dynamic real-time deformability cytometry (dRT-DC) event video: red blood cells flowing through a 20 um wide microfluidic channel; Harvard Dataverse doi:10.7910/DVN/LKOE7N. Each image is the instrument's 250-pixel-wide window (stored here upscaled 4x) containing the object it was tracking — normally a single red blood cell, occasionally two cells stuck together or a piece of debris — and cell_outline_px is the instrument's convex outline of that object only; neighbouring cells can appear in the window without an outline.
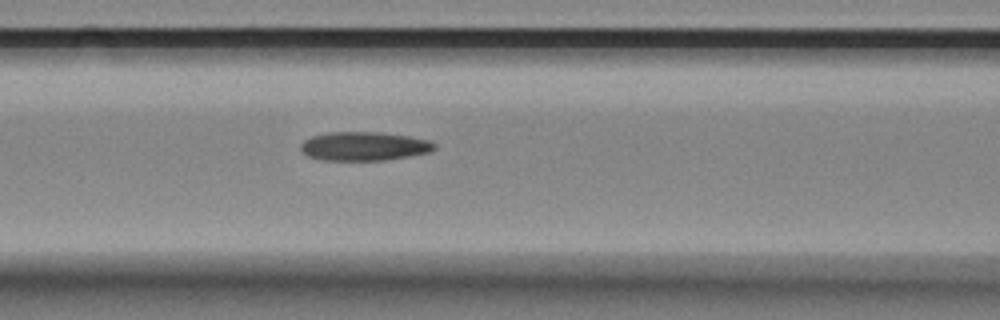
{"species": "Egyptian fruit bat (a non-hibernating species)", "species_latin": "Rousettus aegyptiacus", "temperature_condition": "room temperature", "stored_images_in_passage": 7, "camera_frame_rate_fps": 3000, "um_per_image_px": 0.085, "animal": {"sex": "female"}, "frame": {"image": 1, "passage_image": 7, "time_ms": 7.667, "image_size_px": [1000, 320], "cell_outline_px": [[436, 148], [432, 152], [384, 160], [324, 160], [308, 156], [300, 148], [300, 144], [304, 140], [312, 136], [328, 132], [380, 132], [408, 136], [432, 140], [436, 144]], "centroid_in_image_um": [30.98, 12.42], "position_along_channel_um": 135.6, "area_um2": 22.54}}